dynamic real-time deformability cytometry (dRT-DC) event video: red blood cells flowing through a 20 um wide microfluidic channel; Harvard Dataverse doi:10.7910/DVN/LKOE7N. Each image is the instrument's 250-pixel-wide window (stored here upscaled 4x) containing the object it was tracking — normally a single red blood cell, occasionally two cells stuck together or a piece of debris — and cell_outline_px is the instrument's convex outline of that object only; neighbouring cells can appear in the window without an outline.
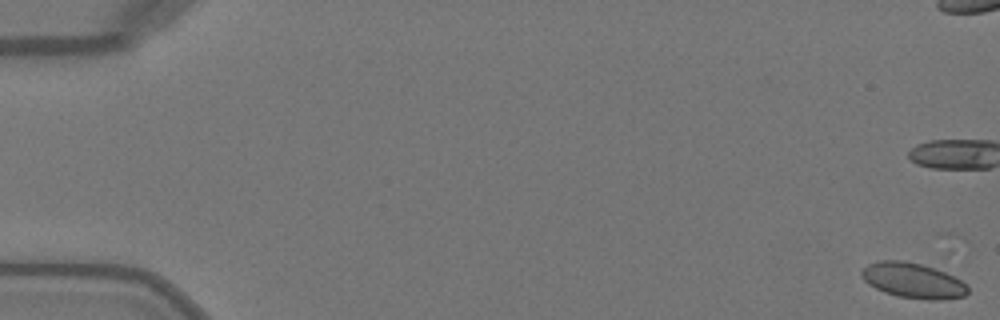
{"species": "Egyptian fruit bat (a non-hibernating species)", "species_latin": "Rousettus aegyptiacus", "temperature_condition": "warm", "stored_images_in_passage": 23, "camera_frame_rate_fps": 3000, "um_per_image_px": 0.085, "animal": {"sex": "female"}, "frame": {"image": 1, "passage_image": 1, "time_ms": 0.0, "image_size_px": [1000, 320], "cell_outline_px": [[968, 292], [964, 296], [940, 300], [928, 300], [900, 296], [884, 292], [868, 284], [860, 276], [860, 272], [868, 264], [880, 260], [904, 260], [920, 264], [944, 272], [960, 280], [968, 288]], "centroid_in_image_um": [77.56, 23.84], "position_along_channel_um": 7.4, "area_um2": 21.56}}